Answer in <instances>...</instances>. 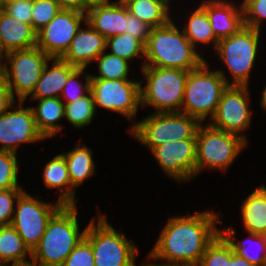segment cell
<instances>
[{
    "instance_id": "cell-32",
    "label": "cell",
    "mask_w": 266,
    "mask_h": 266,
    "mask_svg": "<svg viewBox=\"0 0 266 266\" xmlns=\"http://www.w3.org/2000/svg\"><path fill=\"white\" fill-rule=\"evenodd\" d=\"M100 75H91V78L105 80H123L128 78L129 62L111 53L104 51L97 59Z\"/></svg>"
},
{
    "instance_id": "cell-38",
    "label": "cell",
    "mask_w": 266,
    "mask_h": 266,
    "mask_svg": "<svg viewBox=\"0 0 266 266\" xmlns=\"http://www.w3.org/2000/svg\"><path fill=\"white\" fill-rule=\"evenodd\" d=\"M24 191L21 186L0 191V226L11 225L14 204Z\"/></svg>"
},
{
    "instance_id": "cell-4",
    "label": "cell",
    "mask_w": 266,
    "mask_h": 266,
    "mask_svg": "<svg viewBox=\"0 0 266 266\" xmlns=\"http://www.w3.org/2000/svg\"><path fill=\"white\" fill-rule=\"evenodd\" d=\"M205 61L189 71L185 83L181 112L197 118L201 123L217 110L223 91L231 85L221 70L209 71Z\"/></svg>"
},
{
    "instance_id": "cell-43",
    "label": "cell",
    "mask_w": 266,
    "mask_h": 266,
    "mask_svg": "<svg viewBox=\"0 0 266 266\" xmlns=\"http://www.w3.org/2000/svg\"><path fill=\"white\" fill-rule=\"evenodd\" d=\"M61 9L84 13V0H57Z\"/></svg>"
},
{
    "instance_id": "cell-11",
    "label": "cell",
    "mask_w": 266,
    "mask_h": 266,
    "mask_svg": "<svg viewBox=\"0 0 266 266\" xmlns=\"http://www.w3.org/2000/svg\"><path fill=\"white\" fill-rule=\"evenodd\" d=\"M62 206L59 201L55 205L40 201L26 191L20 195L11 225L31 251L39 244L48 221Z\"/></svg>"
},
{
    "instance_id": "cell-48",
    "label": "cell",
    "mask_w": 266,
    "mask_h": 266,
    "mask_svg": "<svg viewBox=\"0 0 266 266\" xmlns=\"http://www.w3.org/2000/svg\"><path fill=\"white\" fill-rule=\"evenodd\" d=\"M260 103H261L262 108L266 110V86L262 92V99Z\"/></svg>"
},
{
    "instance_id": "cell-19",
    "label": "cell",
    "mask_w": 266,
    "mask_h": 266,
    "mask_svg": "<svg viewBox=\"0 0 266 266\" xmlns=\"http://www.w3.org/2000/svg\"><path fill=\"white\" fill-rule=\"evenodd\" d=\"M37 31L31 24H25L0 11V47L5 53L36 47Z\"/></svg>"
},
{
    "instance_id": "cell-34",
    "label": "cell",
    "mask_w": 266,
    "mask_h": 266,
    "mask_svg": "<svg viewBox=\"0 0 266 266\" xmlns=\"http://www.w3.org/2000/svg\"><path fill=\"white\" fill-rule=\"evenodd\" d=\"M16 153L0 150V191L19 187Z\"/></svg>"
},
{
    "instance_id": "cell-22",
    "label": "cell",
    "mask_w": 266,
    "mask_h": 266,
    "mask_svg": "<svg viewBox=\"0 0 266 266\" xmlns=\"http://www.w3.org/2000/svg\"><path fill=\"white\" fill-rule=\"evenodd\" d=\"M27 256L32 257V251L15 228L12 225L0 226V266H7L10 262V266H30L31 261L25 259Z\"/></svg>"
},
{
    "instance_id": "cell-30",
    "label": "cell",
    "mask_w": 266,
    "mask_h": 266,
    "mask_svg": "<svg viewBox=\"0 0 266 266\" xmlns=\"http://www.w3.org/2000/svg\"><path fill=\"white\" fill-rule=\"evenodd\" d=\"M93 94L90 91L74 102L64 103L65 118L76 128H81L91 123L96 114Z\"/></svg>"
},
{
    "instance_id": "cell-3",
    "label": "cell",
    "mask_w": 266,
    "mask_h": 266,
    "mask_svg": "<svg viewBox=\"0 0 266 266\" xmlns=\"http://www.w3.org/2000/svg\"><path fill=\"white\" fill-rule=\"evenodd\" d=\"M145 47L144 66L192 71L205 59L195 51L185 34L179 31L172 20L166 25L152 28Z\"/></svg>"
},
{
    "instance_id": "cell-20",
    "label": "cell",
    "mask_w": 266,
    "mask_h": 266,
    "mask_svg": "<svg viewBox=\"0 0 266 266\" xmlns=\"http://www.w3.org/2000/svg\"><path fill=\"white\" fill-rule=\"evenodd\" d=\"M127 7L115 1L86 13V22L106 39L123 34L126 29Z\"/></svg>"
},
{
    "instance_id": "cell-29",
    "label": "cell",
    "mask_w": 266,
    "mask_h": 266,
    "mask_svg": "<svg viewBox=\"0 0 266 266\" xmlns=\"http://www.w3.org/2000/svg\"><path fill=\"white\" fill-rule=\"evenodd\" d=\"M219 234L228 242V244L232 247V250L237 253L239 256L243 257L244 259H246L248 262H250L251 264H253L254 266H266V235H261V234H255L252 232H249L250 236L247 239H250V237L252 238L250 241L254 240L256 241L258 244V249L257 251L261 254H258V252H256V254H251L247 248V245H245L247 242L243 241V242H236L234 243L235 238V230L231 227V225L229 226V230L228 231H219ZM246 242V243H245ZM250 243V242H249Z\"/></svg>"
},
{
    "instance_id": "cell-39",
    "label": "cell",
    "mask_w": 266,
    "mask_h": 266,
    "mask_svg": "<svg viewBox=\"0 0 266 266\" xmlns=\"http://www.w3.org/2000/svg\"><path fill=\"white\" fill-rule=\"evenodd\" d=\"M62 266H94L91 244L83 238L72 250Z\"/></svg>"
},
{
    "instance_id": "cell-35",
    "label": "cell",
    "mask_w": 266,
    "mask_h": 266,
    "mask_svg": "<svg viewBox=\"0 0 266 266\" xmlns=\"http://www.w3.org/2000/svg\"><path fill=\"white\" fill-rule=\"evenodd\" d=\"M61 10L57 0H33L31 25L38 32Z\"/></svg>"
},
{
    "instance_id": "cell-13",
    "label": "cell",
    "mask_w": 266,
    "mask_h": 266,
    "mask_svg": "<svg viewBox=\"0 0 266 266\" xmlns=\"http://www.w3.org/2000/svg\"><path fill=\"white\" fill-rule=\"evenodd\" d=\"M248 86L228 85L223 91L217 110L211 118L212 127L241 136L246 141L245 135L241 131L250 124L251 111L249 105Z\"/></svg>"
},
{
    "instance_id": "cell-28",
    "label": "cell",
    "mask_w": 266,
    "mask_h": 266,
    "mask_svg": "<svg viewBox=\"0 0 266 266\" xmlns=\"http://www.w3.org/2000/svg\"><path fill=\"white\" fill-rule=\"evenodd\" d=\"M182 31L194 47L197 42L203 44L213 42L216 50L219 40L214 35L207 12L201 6L191 14L188 24Z\"/></svg>"
},
{
    "instance_id": "cell-18",
    "label": "cell",
    "mask_w": 266,
    "mask_h": 266,
    "mask_svg": "<svg viewBox=\"0 0 266 266\" xmlns=\"http://www.w3.org/2000/svg\"><path fill=\"white\" fill-rule=\"evenodd\" d=\"M208 14L215 37L220 40L238 33L244 25V10L221 0H208L200 5Z\"/></svg>"
},
{
    "instance_id": "cell-1",
    "label": "cell",
    "mask_w": 266,
    "mask_h": 266,
    "mask_svg": "<svg viewBox=\"0 0 266 266\" xmlns=\"http://www.w3.org/2000/svg\"><path fill=\"white\" fill-rule=\"evenodd\" d=\"M219 214L202 211L170 218L150 252L149 259L165 262L199 263L206 247L219 234Z\"/></svg>"
},
{
    "instance_id": "cell-8",
    "label": "cell",
    "mask_w": 266,
    "mask_h": 266,
    "mask_svg": "<svg viewBox=\"0 0 266 266\" xmlns=\"http://www.w3.org/2000/svg\"><path fill=\"white\" fill-rule=\"evenodd\" d=\"M246 144L241 136L201 123L196 133V175L207 167L227 170Z\"/></svg>"
},
{
    "instance_id": "cell-24",
    "label": "cell",
    "mask_w": 266,
    "mask_h": 266,
    "mask_svg": "<svg viewBox=\"0 0 266 266\" xmlns=\"http://www.w3.org/2000/svg\"><path fill=\"white\" fill-rule=\"evenodd\" d=\"M241 214L248 233L266 235V187L264 184L244 200Z\"/></svg>"
},
{
    "instance_id": "cell-6",
    "label": "cell",
    "mask_w": 266,
    "mask_h": 266,
    "mask_svg": "<svg viewBox=\"0 0 266 266\" xmlns=\"http://www.w3.org/2000/svg\"><path fill=\"white\" fill-rule=\"evenodd\" d=\"M201 122L182 112L153 113L133 124L130 132L149 150L167 142L196 139Z\"/></svg>"
},
{
    "instance_id": "cell-50",
    "label": "cell",
    "mask_w": 266,
    "mask_h": 266,
    "mask_svg": "<svg viewBox=\"0 0 266 266\" xmlns=\"http://www.w3.org/2000/svg\"><path fill=\"white\" fill-rule=\"evenodd\" d=\"M20 0H0V6L2 7L5 3H10V2H16Z\"/></svg>"
},
{
    "instance_id": "cell-16",
    "label": "cell",
    "mask_w": 266,
    "mask_h": 266,
    "mask_svg": "<svg viewBox=\"0 0 266 266\" xmlns=\"http://www.w3.org/2000/svg\"><path fill=\"white\" fill-rule=\"evenodd\" d=\"M151 152L169 177L187 181L196 176V139L167 142Z\"/></svg>"
},
{
    "instance_id": "cell-40",
    "label": "cell",
    "mask_w": 266,
    "mask_h": 266,
    "mask_svg": "<svg viewBox=\"0 0 266 266\" xmlns=\"http://www.w3.org/2000/svg\"><path fill=\"white\" fill-rule=\"evenodd\" d=\"M2 9L13 18L25 24H31L33 0H20L16 2L5 3Z\"/></svg>"
},
{
    "instance_id": "cell-47",
    "label": "cell",
    "mask_w": 266,
    "mask_h": 266,
    "mask_svg": "<svg viewBox=\"0 0 266 266\" xmlns=\"http://www.w3.org/2000/svg\"><path fill=\"white\" fill-rule=\"evenodd\" d=\"M6 56V53L0 47V79L4 78L5 72V63H2L3 58Z\"/></svg>"
},
{
    "instance_id": "cell-44",
    "label": "cell",
    "mask_w": 266,
    "mask_h": 266,
    "mask_svg": "<svg viewBox=\"0 0 266 266\" xmlns=\"http://www.w3.org/2000/svg\"><path fill=\"white\" fill-rule=\"evenodd\" d=\"M113 3L109 0H84V14L90 12L93 9L101 8L103 6H108Z\"/></svg>"
},
{
    "instance_id": "cell-14",
    "label": "cell",
    "mask_w": 266,
    "mask_h": 266,
    "mask_svg": "<svg viewBox=\"0 0 266 266\" xmlns=\"http://www.w3.org/2000/svg\"><path fill=\"white\" fill-rule=\"evenodd\" d=\"M86 14L76 10L61 9L59 13L37 32V47L51 58H61L69 49Z\"/></svg>"
},
{
    "instance_id": "cell-27",
    "label": "cell",
    "mask_w": 266,
    "mask_h": 266,
    "mask_svg": "<svg viewBox=\"0 0 266 266\" xmlns=\"http://www.w3.org/2000/svg\"><path fill=\"white\" fill-rule=\"evenodd\" d=\"M72 187H78L86 178L95 172V164L92 160V149L77 144L73 150L63 154Z\"/></svg>"
},
{
    "instance_id": "cell-33",
    "label": "cell",
    "mask_w": 266,
    "mask_h": 266,
    "mask_svg": "<svg viewBox=\"0 0 266 266\" xmlns=\"http://www.w3.org/2000/svg\"><path fill=\"white\" fill-rule=\"evenodd\" d=\"M232 247L218 234L206 247L199 262L200 266H230Z\"/></svg>"
},
{
    "instance_id": "cell-46",
    "label": "cell",
    "mask_w": 266,
    "mask_h": 266,
    "mask_svg": "<svg viewBox=\"0 0 266 266\" xmlns=\"http://www.w3.org/2000/svg\"><path fill=\"white\" fill-rule=\"evenodd\" d=\"M142 266H200L199 263H184V262H168L165 264H144Z\"/></svg>"
},
{
    "instance_id": "cell-12",
    "label": "cell",
    "mask_w": 266,
    "mask_h": 266,
    "mask_svg": "<svg viewBox=\"0 0 266 266\" xmlns=\"http://www.w3.org/2000/svg\"><path fill=\"white\" fill-rule=\"evenodd\" d=\"M140 87L141 81L91 78L95 106L118 112L130 120L136 116L138 105L141 104Z\"/></svg>"
},
{
    "instance_id": "cell-23",
    "label": "cell",
    "mask_w": 266,
    "mask_h": 266,
    "mask_svg": "<svg viewBox=\"0 0 266 266\" xmlns=\"http://www.w3.org/2000/svg\"><path fill=\"white\" fill-rule=\"evenodd\" d=\"M43 179L47 188H60L59 202L63 205H75V189L71 185L63 153L56 155L45 165Z\"/></svg>"
},
{
    "instance_id": "cell-45",
    "label": "cell",
    "mask_w": 266,
    "mask_h": 266,
    "mask_svg": "<svg viewBox=\"0 0 266 266\" xmlns=\"http://www.w3.org/2000/svg\"><path fill=\"white\" fill-rule=\"evenodd\" d=\"M230 266H254L243 257L239 256L232 250V257L230 259Z\"/></svg>"
},
{
    "instance_id": "cell-10",
    "label": "cell",
    "mask_w": 266,
    "mask_h": 266,
    "mask_svg": "<svg viewBox=\"0 0 266 266\" xmlns=\"http://www.w3.org/2000/svg\"><path fill=\"white\" fill-rule=\"evenodd\" d=\"M4 81L11 90L12 96H18L19 101H25L35 89L42 72L52 58L39 47L16 50L6 53ZM10 70H8V64Z\"/></svg>"
},
{
    "instance_id": "cell-41",
    "label": "cell",
    "mask_w": 266,
    "mask_h": 266,
    "mask_svg": "<svg viewBox=\"0 0 266 266\" xmlns=\"http://www.w3.org/2000/svg\"><path fill=\"white\" fill-rule=\"evenodd\" d=\"M151 30L152 27L129 13L127 8L126 29L124 30V33L137 38L145 45L148 37L150 36Z\"/></svg>"
},
{
    "instance_id": "cell-36",
    "label": "cell",
    "mask_w": 266,
    "mask_h": 266,
    "mask_svg": "<svg viewBox=\"0 0 266 266\" xmlns=\"http://www.w3.org/2000/svg\"><path fill=\"white\" fill-rule=\"evenodd\" d=\"M85 68H76L68 77L62 90L61 97L66 99L64 103H71L83 97L91 91V75L85 74V84H80L78 78L84 73Z\"/></svg>"
},
{
    "instance_id": "cell-42",
    "label": "cell",
    "mask_w": 266,
    "mask_h": 266,
    "mask_svg": "<svg viewBox=\"0 0 266 266\" xmlns=\"http://www.w3.org/2000/svg\"><path fill=\"white\" fill-rule=\"evenodd\" d=\"M15 98L4 79H0V116L12 108Z\"/></svg>"
},
{
    "instance_id": "cell-49",
    "label": "cell",
    "mask_w": 266,
    "mask_h": 266,
    "mask_svg": "<svg viewBox=\"0 0 266 266\" xmlns=\"http://www.w3.org/2000/svg\"><path fill=\"white\" fill-rule=\"evenodd\" d=\"M118 1H119L118 2L119 4L127 6L129 3L135 2V1H138V0H118Z\"/></svg>"
},
{
    "instance_id": "cell-2",
    "label": "cell",
    "mask_w": 266,
    "mask_h": 266,
    "mask_svg": "<svg viewBox=\"0 0 266 266\" xmlns=\"http://www.w3.org/2000/svg\"><path fill=\"white\" fill-rule=\"evenodd\" d=\"M75 205H63L48 221L45 233L32 251L30 266H62L84 238L79 232Z\"/></svg>"
},
{
    "instance_id": "cell-7",
    "label": "cell",
    "mask_w": 266,
    "mask_h": 266,
    "mask_svg": "<svg viewBox=\"0 0 266 266\" xmlns=\"http://www.w3.org/2000/svg\"><path fill=\"white\" fill-rule=\"evenodd\" d=\"M97 220V225L94 219L89 222L84 236L91 244L94 266H136L135 245L117 232L105 216L98 214Z\"/></svg>"
},
{
    "instance_id": "cell-37",
    "label": "cell",
    "mask_w": 266,
    "mask_h": 266,
    "mask_svg": "<svg viewBox=\"0 0 266 266\" xmlns=\"http://www.w3.org/2000/svg\"><path fill=\"white\" fill-rule=\"evenodd\" d=\"M244 25L260 30L262 19H266V0H243Z\"/></svg>"
},
{
    "instance_id": "cell-17",
    "label": "cell",
    "mask_w": 266,
    "mask_h": 266,
    "mask_svg": "<svg viewBox=\"0 0 266 266\" xmlns=\"http://www.w3.org/2000/svg\"><path fill=\"white\" fill-rule=\"evenodd\" d=\"M88 28H79L72 39L69 49L61 57L65 62L77 68H86L96 60L106 48V38L93 29L86 21Z\"/></svg>"
},
{
    "instance_id": "cell-5",
    "label": "cell",
    "mask_w": 266,
    "mask_h": 266,
    "mask_svg": "<svg viewBox=\"0 0 266 266\" xmlns=\"http://www.w3.org/2000/svg\"><path fill=\"white\" fill-rule=\"evenodd\" d=\"M142 72L147 83L140 87V105L152 106L156 113L181 112L189 71L144 66Z\"/></svg>"
},
{
    "instance_id": "cell-31",
    "label": "cell",
    "mask_w": 266,
    "mask_h": 266,
    "mask_svg": "<svg viewBox=\"0 0 266 266\" xmlns=\"http://www.w3.org/2000/svg\"><path fill=\"white\" fill-rule=\"evenodd\" d=\"M111 48V54L129 60L135 57L145 58L144 44L137 38L126 33L115 35L106 39V48ZM141 54V56L139 55Z\"/></svg>"
},
{
    "instance_id": "cell-15",
    "label": "cell",
    "mask_w": 266,
    "mask_h": 266,
    "mask_svg": "<svg viewBox=\"0 0 266 266\" xmlns=\"http://www.w3.org/2000/svg\"><path fill=\"white\" fill-rule=\"evenodd\" d=\"M19 102L18 110L7 111L0 116V150L17 152L20 143H36L45 138L38 131L32 107L24 108Z\"/></svg>"
},
{
    "instance_id": "cell-25",
    "label": "cell",
    "mask_w": 266,
    "mask_h": 266,
    "mask_svg": "<svg viewBox=\"0 0 266 266\" xmlns=\"http://www.w3.org/2000/svg\"><path fill=\"white\" fill-rule=\"evenodd\" d=\"M37 100L38 106L32 107L36 127L44 138L52 137L62 129L56 122L65 117L64 102L61 101V97Z\"/></svg>"
},
{
    "instance_id": "cell-9",
    "label": "cell",
    "mask_w": 266,
    "mask_h": 266,
    "mask_svg": "<svg viewBox=\"0 0 266 266\" xmlns=\"http://www.w3.org/2000/svg\"><path fill=\"white\" fill-rule=\"evenodd\" d=\"M260 30L244 26L238 33L218 41L216 51L232 74L231 85L248 86L256 61Z\"/></svg>"
},
{
    "instance_id": "cell-21",
    "label": "cell",
    "mask_w": 266,
    "mask_h": 266,
    "mask_svg": "<svg viewBox=\"0 0 266 266\" xmlns=\"http://www.w3.org/2000/svg\"><path fill=\"white\" fill-rule=\"evenodd\" d=\"M52 60L54 61L53 67L49 69V63L46 64L30 96L32 99L60 98L69 75L77 68L61 58H52Z\"/></svg>"
},
{
    "instance_id": "cell-26",
    "label": "cell",
    "mask_w": 266,
    "mask_h": 266,
    "mask_svg": "<svg viewBox=\"0 0 266 266\" xmlns=\"http://www.w3.org/2000/svg\"><path fill=\"white\" fill-rule=\"evenodd\" d=\"M170 0H138L129 3L126 7L129 13L150 27L166 25L171 19L168 10Z\"/></svg>"
}]
</instances>
